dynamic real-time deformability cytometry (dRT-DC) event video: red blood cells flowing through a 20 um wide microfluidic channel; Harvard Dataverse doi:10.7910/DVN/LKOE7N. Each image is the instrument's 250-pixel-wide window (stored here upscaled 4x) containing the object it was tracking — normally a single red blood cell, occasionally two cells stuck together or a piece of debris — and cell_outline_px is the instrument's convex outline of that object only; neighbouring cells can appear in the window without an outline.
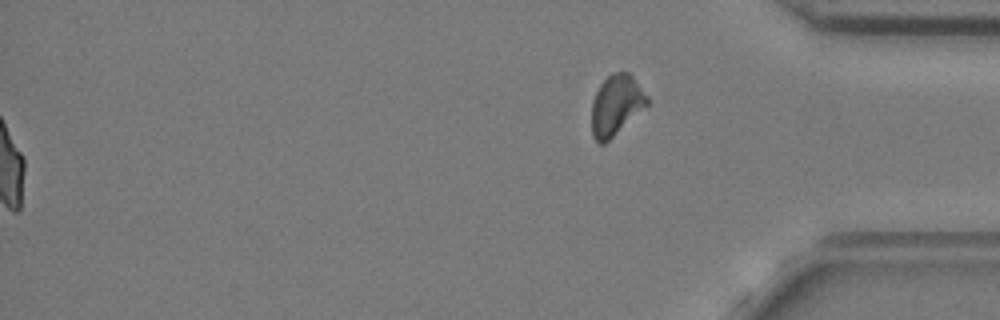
{"species": "common noctule bat (a hibernating species)", "species_latin": "Nyctalus noctula", "temperature_condition": "cold", "stored_images_in_passage": 57, "segment_of_instrument_passage": [2, 2], "camera_frame_rate_fps": 3000, "um_per_image_px": 0.085, "animal": {"sex": "female", "body_mass_g": 24.6, "forearm_length_mm": 56.2}, "frame": {"image": 1, "passage_image": 57, "time_ms": 18.667, "image_size_px": [1000, 320], "cell_outline_px": [[648, 104], [604, 144], [600, 144], [592, 136], [592, 100], [600, 84], [612, 72], [628, 72], [632, 76], [648, 96]], "centroid_in_image_um": [52.35, 8.92], "position_along_channel_um": 382.8, "area_um2": 19.19}}